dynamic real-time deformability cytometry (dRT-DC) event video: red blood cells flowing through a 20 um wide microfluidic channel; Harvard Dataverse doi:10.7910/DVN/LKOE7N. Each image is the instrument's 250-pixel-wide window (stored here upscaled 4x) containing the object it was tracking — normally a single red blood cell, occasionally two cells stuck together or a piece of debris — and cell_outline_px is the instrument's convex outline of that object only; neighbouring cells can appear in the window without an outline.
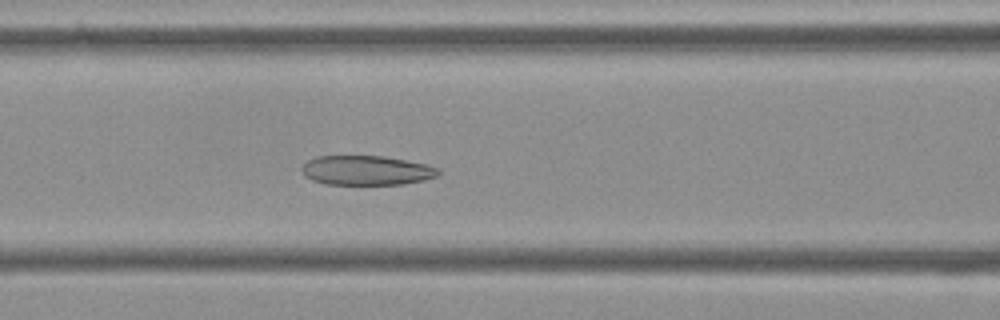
{"species": "Egyptian fruit bat (a non-hibernating species)", "species_latin": "Rousettus aegyptiacus", "temperature_condition": "cold", "stored_images_in_passage": 54, "camera_frame_rate_fps": 3000, "um_per_image_px": 0.085, "frame": {"image": 1, "passage_image": 21, "time_ms": 6.667, "image_size_px": [1000, 320], "cell_outline_px": [[440, 172], [436, 176], [424, 180], [404, 184], [324, 184], [312, 180], [304, 176], [300, 168], [308, 160], [316, 156], [384, 156], [428, 164], [440, 168]], "centroid_in_image_um": [31.15, 14.48], "position_along_channel_um": 135.5, "area_um2": 23.64}}
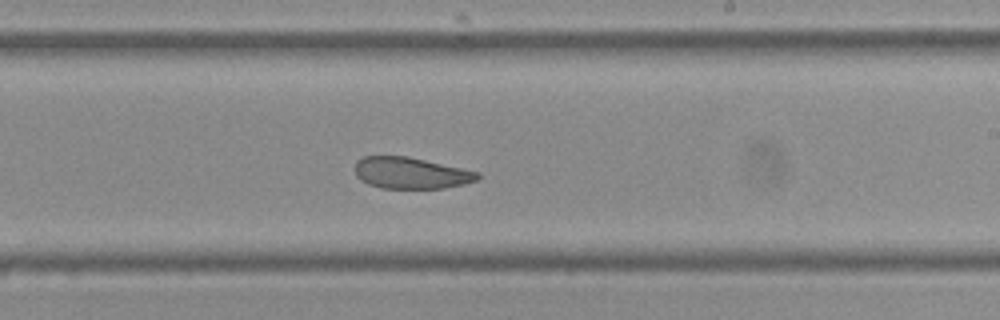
{"frame": {"image": 2, "passage_image": 31, "time_ms": 10.0, "image_size_px": [1000, 320], "cell_outline_px": [[480, 176], [476, 180], [464, 184], [444, 188], [384, 188], [368, 184], [360, 180], [356, 176], [356, 160], [364, 156], [408, 156], [480, 172]], "centroid_in_image_um": [34.92, 14.7], "position_along_channel_um": 254.1, "area_um2": 22.43}}
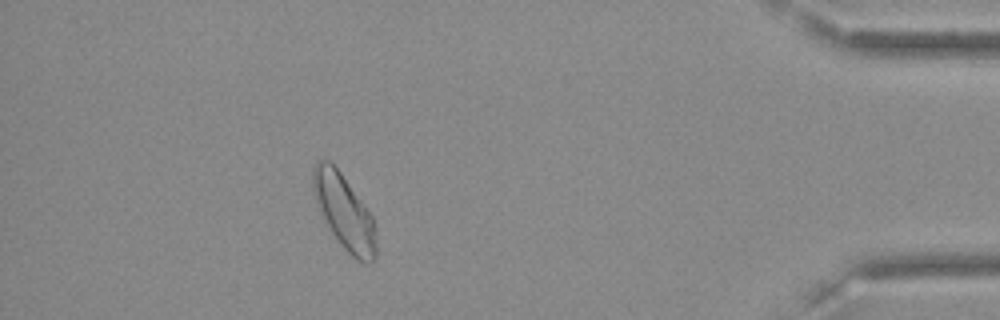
{"frame": {"image": 3, "passage_image": 48, "time_ms": 15.667, "image_size_px": [1000, 320], "cell_outline_px": [[376, 260], [368, 264], [364, 264], [356, 260], [344, 248], [328, 228], [316, 204], [312, 192], [312, 168], [316, 160], [328, 160], [340, 172], [364, 204], [372, 216], [376, 244]], "centroid_in_image_um": [29.23, 18.02], "position_along_channel_um": 406.0, "area_um2": 27.51}, "authors_computed_cell_mechanics": {"area_um2": 25.721, "velocity_mm_per_s": 3.5681, "shape_relaxation_time_tau1_ms": null, "shape_relaxation_time_tau2_ms": 3.0092, "deformation_change_tau1": null, "deformation_change_tau2": 0.0916}}